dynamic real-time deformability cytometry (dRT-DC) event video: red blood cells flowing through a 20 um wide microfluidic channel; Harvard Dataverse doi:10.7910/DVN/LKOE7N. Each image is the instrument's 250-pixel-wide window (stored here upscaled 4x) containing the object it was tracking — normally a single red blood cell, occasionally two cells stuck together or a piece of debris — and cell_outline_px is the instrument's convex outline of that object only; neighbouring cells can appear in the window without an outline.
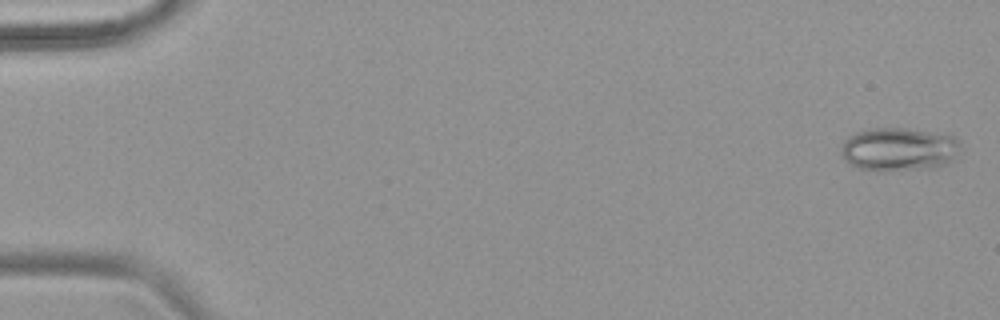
{"species": "common noctule bat (a hibernating species)", "species_latin": "Nyctalus noctula", "temperature_condition": "warm", "stored_images_in_passage": 54, "camera_frame_rate_fps": 3000, "um_per_image_px": 0.085, "animal": {"sex": "female", "body_mass_g": 18.4}, "frame": {"image": 1, "passage_image": 2, "time_ms": 0.333, "image_size_px": [1000, 320], "cell_outline_px": [[960, 140], [952, 156], [948, 160], [932, 168], [860, 168], [844, 160], [840, 152], [844, 140], [848, 136], [856, 132], [872, 128], [904, 128], [956, 136]], "centroid_in_image_um": [76.33, 12.62], "position_along_channel_um": 8.7, "area_um2": 28.78}}
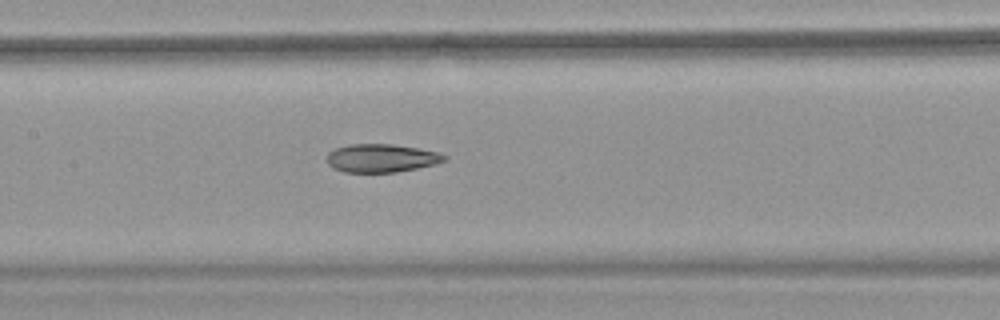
{"frame": {"image": 2, "passage_image": 27, "time_ms": 8.667, "image_size_px": [1000, 320], "cell_outline_px": [[448, 160], [436, 164], [396, 172], [344, 172], [332, 168], [328, 164], [328, 152], [336, 148], [348, 144], [392, 144], [440, 152], [448, 156]], "centroid_in_image_um": [32.44, 13.44], "position_along_channel_um": 175.0, "area_um2": 19.42}}
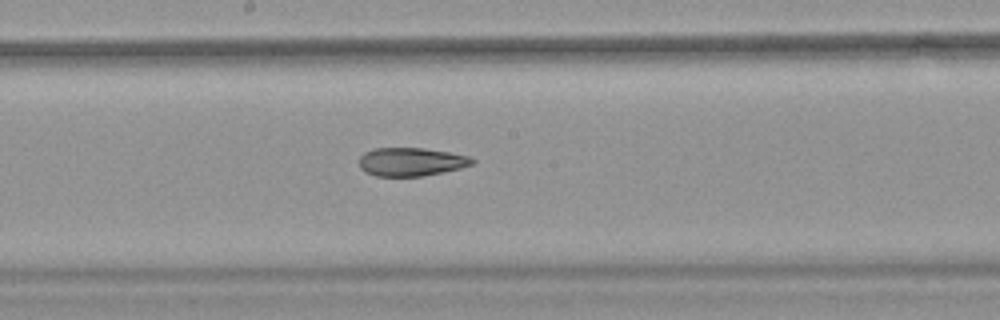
{"frame": {"image": 3, "passage_image": 30, "time_ms": 9.667, "image_size_px": [1000, 320], "cell_outline_px": [[476, 160], [472, 164], [460, 168], [420, 176], [376, 176], [364, 172], [360, 168], [360, 156], [364, 152], [372, 148], [424, 148], [448, 152], [468, 156]], "centroid_in_image_um": [34.9, 13.75], "position_along_channel_um": 213.3, "area_um2": 18.61}, "authors_computed_cell_mechanics": {"area_um2": 22.2819, "velocity_mm_per_s": 3.8514, "shape_relaxation_time_tau1_ms": null, "shape_relaxation_time_tau2_ms": 4.297, "deformation_change_tau1": null, "deformation_change_tau2": 0.1214}}